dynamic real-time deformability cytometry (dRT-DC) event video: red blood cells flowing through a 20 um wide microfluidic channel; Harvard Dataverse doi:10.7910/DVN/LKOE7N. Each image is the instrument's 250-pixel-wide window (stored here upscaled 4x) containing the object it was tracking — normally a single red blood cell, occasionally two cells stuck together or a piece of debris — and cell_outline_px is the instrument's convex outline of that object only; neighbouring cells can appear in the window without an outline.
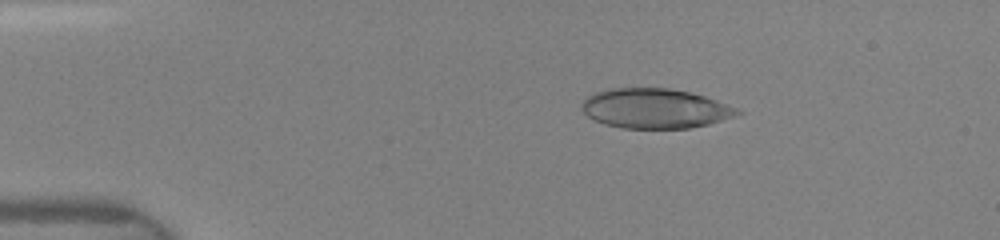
{"species": "human", "species_latin": "Homo sapiens", "temperature_condition": "room temperature", "stored_images_in_passage": 27, "camera_frame_rate_fps": 3000, "um_per_image_px": 0.085, "donor": {"sex": "female"}, "frame": {"image": 1, "passage_image": 13, "time_ms": 2.667, "image_size_px": [1000, 240], "cell_outline_px": [[744, 112], [708, 124], [688, 128], [624, 128], [604, 124], [588, 116], [580, 108], [580, 104], [588, 96], [596, 92], [608, 88], [668, 88], [688, 92], [704, 96], [716, 100], [736, 108]], "centroid_in_image_um": [55.63, 9.21], "position_along_channel_um": 29.4, "area_um2": 35.72}}
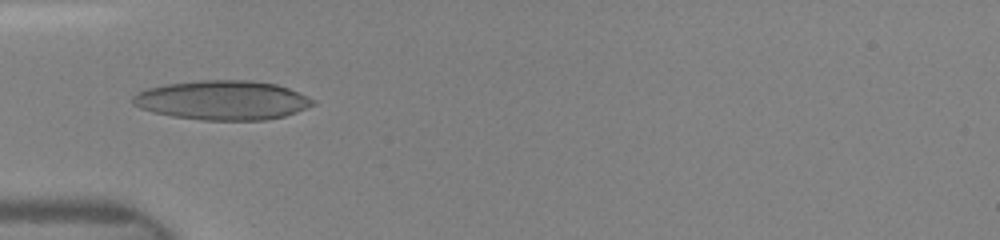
{"frame": {"image": 2, "passage_image": 23, "time_ms": 5.0, "image_size_px": [1000, 240], "cell_outline_px": [[316, 104], [296, 112], [284, 116], [264, 120], [204, 120], [172, 116], [152, 112], [140, 108], [132, 104], [132, 96], [148, 88], [164, 84], [200, 80], [252, 80], [276, 84], [288, 88], [316, 100]], "centroid_in_image_um": [18.91, 8.51], "position_along_channel_um": 66.1, "area_um2": 41.33}}